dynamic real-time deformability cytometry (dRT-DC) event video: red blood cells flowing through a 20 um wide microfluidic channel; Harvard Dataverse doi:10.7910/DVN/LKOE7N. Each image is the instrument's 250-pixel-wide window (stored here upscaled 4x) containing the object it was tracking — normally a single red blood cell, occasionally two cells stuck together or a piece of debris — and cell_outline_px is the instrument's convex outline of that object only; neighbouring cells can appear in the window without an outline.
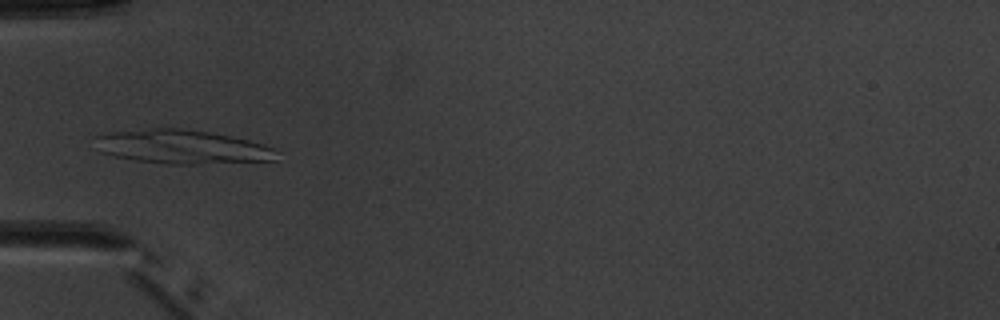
{"species": "common noctule bat (a hibernating species)", "species_latin": "Nyctalus noctula", "temperature_condition": "warm", "stored_images_in_passage": 6, "camera_frame_rate_fps": 3000, "um_per_image_px": 0.085, "animal": {"sex": "male", "body_mass_g": 20.1, "forearm_length_mm": 53.5}, "frame": {"image": 1, "passage_image": 5, "time_ms": 5.0, "image_size_px": [1000, 320], "cell_outline_px": [[280, 152], [276, 160], [196, 164], [168, 164], [136, 160], [112, 156], [100, 152], [92, 136], [112, 132], [152, 128], [180, 128], [208, 132], [232, 136], [264, 144]], "centroid_in_image_um": [15.46, 12.48], "position_along_channel_um": 69.5, "area_um2": 36.01}}
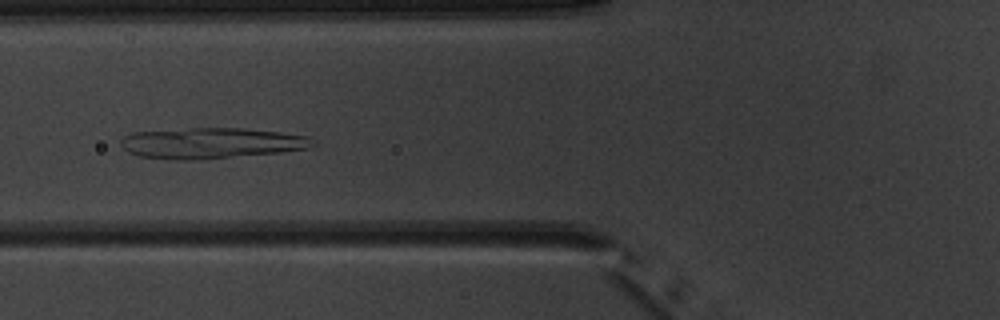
{"frame": {"image": 2, "passage_image": 6, "time_ms": 6.0, "image_size_px": [1000, 320], "cell_outline_px": [[316, 144], [312, 148], [280, 152], [192, 160], [172, 160], [140, 156], [128, 152], [120, 144], [120, 140], [124, 136], [132, 132], [192, 128], [244, 128], [280, 132], [308, 136], [316, 140]], "centroid_in_image_um": [17.98, 12.16], "position_along_channel_um": 107.8, "area_um2": 34.56}}